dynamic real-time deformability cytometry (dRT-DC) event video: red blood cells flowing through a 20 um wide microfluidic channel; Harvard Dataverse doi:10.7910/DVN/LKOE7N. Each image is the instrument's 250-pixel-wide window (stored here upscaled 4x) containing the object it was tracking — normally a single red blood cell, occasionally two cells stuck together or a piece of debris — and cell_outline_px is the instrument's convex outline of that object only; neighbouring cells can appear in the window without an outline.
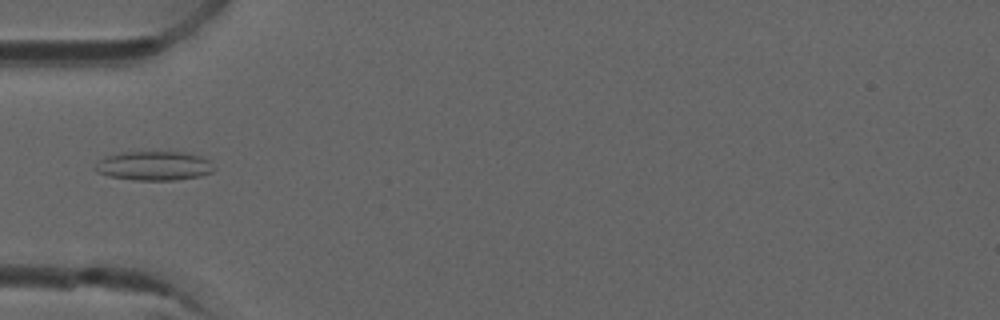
{"species": "common noctule bat (a hibernating species)", "species_latin": "Nyctalus noctula", "temperature_condition": "room temperature", "stored_images_in_passage": 5, "camera_frame_rate_fps": 3000, "um_per_image_px": 0.085, "animal": {"sex": "male", "forearm_length_mm": 52.5}, "frame": {"image": 1, "passage_image": 4, "time_ms": 1.0, "image_size_px": [1000, 320], "cell_outline_px": [[216, 168], [212, 172], [200, 176], [176, 180], [132, 180], [108, 176], [96, 172], [92, 168], [104, 156], [124, 152], [184, 152], [200, 156], [208, 160]], "centroid_in_image_um": [13.07, 14.1], "position_along_channel_um": 71.9, "area_um2": 20.35}}